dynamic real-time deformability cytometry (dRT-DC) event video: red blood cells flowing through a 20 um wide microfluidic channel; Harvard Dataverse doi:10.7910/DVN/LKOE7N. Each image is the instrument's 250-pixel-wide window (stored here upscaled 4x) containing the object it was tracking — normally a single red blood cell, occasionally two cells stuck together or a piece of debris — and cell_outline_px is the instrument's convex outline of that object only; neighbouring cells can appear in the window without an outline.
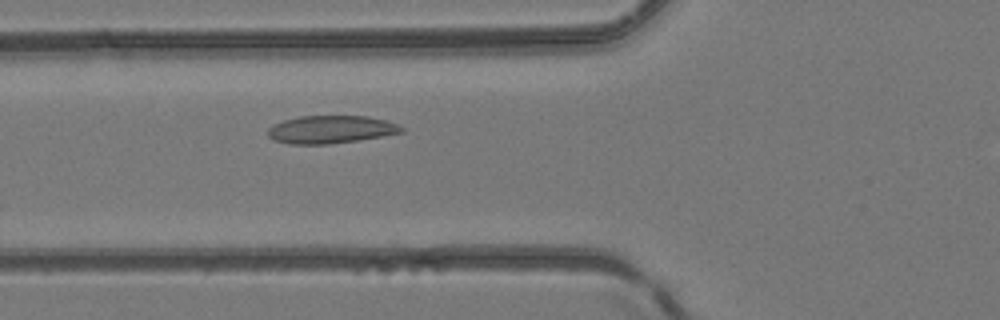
{"species": "common noctule bat (a hibernating species)", "species_latin": "Nyctalus noctula", "temperature_condition": "room temperature", "stored_images_in_passage": 42, "camera_frame_rate_fps": 3000, "um_per_image_px": 0.085, "animal": {"sex": "female", "body_mass_g": 24.6, "forearm_length_mm": 56.2}, "frame": {"image": 1, "passage_image": 14, "time_ms": 4.333, "image_size_px": [1000, 320], "cell_outline_px": [[404, 132], [356, 140], [328, 144], [288, 144], [272, 140], [268, 136], [268, 128], [284, 120], [300, 116], [368, 116], [384, 120], [396, 124], [404, 128]], "centroid_in_image_um": [28.08, 11.01], "position_along_channel_um": 97.7, "area_um2": 21.44}}
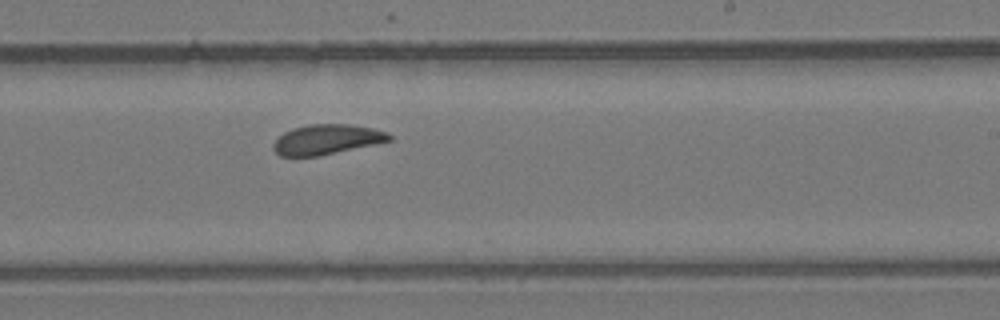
{"frame": {"image": 2, "passage_image": 25, "time_ms": 8.0, "image_size_px": [1000, 320], "cell_outline_px": [[392, 140], [376, 144], [320, 156], [280, 156], [272, 148], [272, 144], [284, 132], [292, 128], [308, 124], [352, 124], [372, 128], [388, 132], [392, 136]], "centroid_in_image_um": [27.79, 11.85], "position_along_channel_um": 261.2, "area_um2": 20.4}}
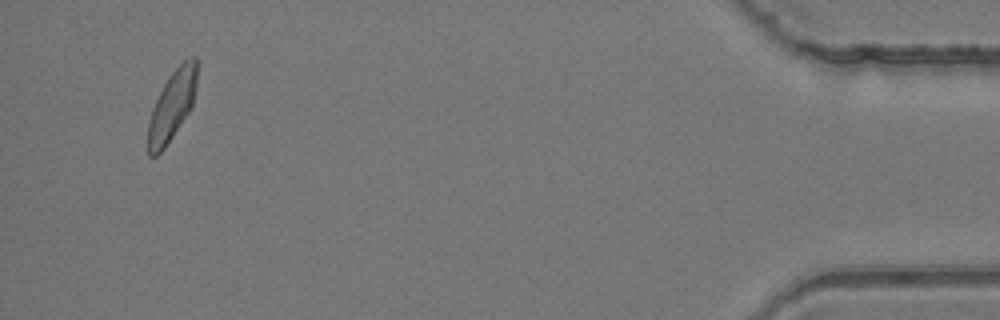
{"frame": {"image": 3, "passage_image": 41, "time_ms": 13.333, "image_size_px": [1000, 320], "cell_outline_px": [[196, 88], [192, 104], [188, 112], [164, 148], [156, 156], [148, 156], [148, 120], [152, 108], [168, 76], [188, 56], [196, 56]], "centroid_in_image_um": [14.61, 8.95], "position_along_channel_um": 420.6, "area_um2": 19.54}}